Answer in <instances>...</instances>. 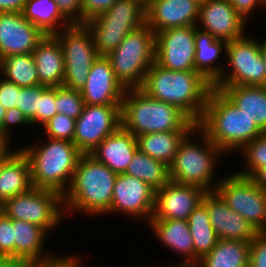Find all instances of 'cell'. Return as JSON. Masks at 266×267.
<instances>
[{"label":"cell","mask_w":266,"mask_h":267,"mask_svg":"<svg viewBox=\"0 0 266 267\" xmlns=\"http://www.w3.org/2000/svg\"><path fill=\"white\" fill-rule=\"evenodd\" d=\"M212 88V83L198 71H171L154 62L139 89L151 98L176 106L197 124Z\"/></svg>","instance_id":"1"},{"label":"cell","mask_w":266,"mask_h":267,"mask_svg":"<svg viewBox=\"0 0 266 267\" xmlns=\"http://www.w3.org/2000/svg\"><path fill=\"white\" fill-rule=\"evenodd\" d=\"M117 175L91 154H82L63 195L65 216L82 213L96 219L104 217L111 207Z\"/></svg>","instance_id":"2"},{"label":"cell","mask_w":266,"mask_h":267,"mask_svg":"<svg viewBox=\"0 0 266 267\" xmlns=\"http://www.w3.org/2000/svg\"><path fill=\"white\" fill-rule=\"evenodd\" d=\"M196 126L227 156L238 153L263 132L220 90L212 88Z\"/></svg>","instance_id":"3"},{"label":"cell","mask_w":266,"mask_h":267,"mask_svg":"<svg viewBox=\"0 0 266 267\" xmlns=\"http://www.w3.org/2000/svg\"><path fill=\"white\" fill-rule=\"evenodd\" d=\"M42 139L19 145L30 162L32 185L56 191L63 196L71 185L83 153L71 141Z\"/></svg>","instance_id":"4"},{"label":"cell","mask_w":266,"mask_h":267,"mask_svg":"<svg viewBox=\"0 0 266 267\" xmlns=\"http://www.w3.org/2000/svg\"><path fill=\"white\" fill-rule=\"evenodd\" d=\"M224 155L226 156L195 126L180 142L175 159L169 167V178L176 183L194 185L206 192H213L222 178L215 173H218L216 168Z\"/></svg>","instance_id":"5"},{"label":"cell","mask_w":266,"mask_h":267,"mask_svg":"<svg viewBox=\"0 0 266 267\" xmlns=\"http://www.w3.org/2000/svg\"><path fill=\"white\" fill-rule=\"evenodd\" d=\"M196 124L179 108L126 89L121 103V127L134 136L167 131H191Z\"/></svg>","instance_id":"6"},{"label":"cell","mask_w":266,"mask_h":267,"mask_svg":"<svg viewBox=\"0 0 266 267\" xmlns=\"http://www.w3.org/2000/svg\"><path fill=\"white\" fill-rule=\"evenodd\" d=\"M155 32L145 23L131 31L106 57L116 79L125 89L140 88L155 62Z\"/></svg>","instance_id":"7"},{"label":"cell","mask_w":266,"mask_h":267,"mask_svg":"<svg viewBox=\"0 0 266 267\" xmlns=\"http://www.w3.org/2000/svg\"><path fill=\"white\" fill-rule=\"evenodd\" d=\"M146 23L145 7L138 0H117L110 9L84 22L96 52L107 56L131 31Z\"/></svg>","instance_id":"8"},{"label":"cell","mask_w":266,"mask_h":267,"mask_svg":"<svg viewBox=\"0 0 266 267\" xmlns=\"http://www.w3.org/2000/svg\"><path fill=\"white\" fill-rule=\"evenodd\" d=\"M247 33L226 44L225 67L215 86H266V67L262 57L261 39Z\"/></svg>","instance_id":"9"},{"label":"cell","mask_w":266,"mask_h":267,"mask_svg":"<svg viewBox=\"0 0 266 267\" xmlns=\"http://www.w3.org/2000/svg\"><path fill=\"white\" fill-rule=\"evenodd\" d=\"M7 217L27 221L44 228L49 235L66 220L63 196L56 191L33 187L6 199L0 205ZM65 219V220H64ZM52 231V232H51Z\"/></svg>","instance_id":"10"},{"label":"cell","mask_w":266,"mask_h":267,"mask_svg":"<svg viewBox=\"0 0 266 267\" xmlns=\"http://www.w3.org/2000/svg\"><path fill=\"white\" fill-rule=\"evenodd\" d=\"M54 36L60 43L65 61L62 86L81 91L87 81L90 68L99 57L93 36L84 24H72L56 32Z\"/></svg>","instance_id":"11"},{"label":"cell","mask_w":266,"mask_h":267,"mask_svg":"<svg viewBox=\"0 0 266 267\" xmlns=\"http://www.w3.org/2000/svg\"><path fill=\"white\" fill-rule=\"evenodd\" d=\"M225 172L216 192L231 210L240 214L259 232H266V192L250 177Z\"/></svg>","instance_id":"12"},{"label":"cell","mask_w":266,"mask_h":267,"mask_svg":"<svg viewBox=\"0 0 266 267\" xmlns=\"http://www.w3.org/2000/svg\"><path fill=\"white\" fill-rule=\"evenodd\" d=\"M121 127V105H85L76 119L73 143L83 154Z\"/></svg>","instance_id":"13"},{"label":"cell","mask_w":266,"mask_h":267,"mask_svg":"<svg viewBox=\"0 0 266 267\" xmlns=\"http://www.w3.org/2000/svg\"><path fill=\"white\" fill-rule=\"evenodd\" d=\"M156 190L142 180L125 173L118 174L108 216L124 215L127 219L148 223L152 217ZM129 217V218H128Z\"/></svg>","instance_id":"14"},{"label":"cell","mask_w":266,"mask_h":267,"mask_svg":"<svg viewBox=\"0 0 266 267\" xmlns=\"http://www.w3.org/2000/svg\"><path fill=\"white\" fill-rule=\"evenodd\" d=\"M155 63L171 71H196L195 26L170 28L156 33Z\"/></svg>","instance_id":"15"},{"label":"cell","mask_w":266,"mask_h":267,"mask_svg":"<svg viewBox=\"0 0 266 267\" xmlns=\"http://www.w3.org/2000/svg\"><path fill=\"white\" fill-rule=\"evenodd\" d=\"M250 24L234 9L229 0L201 1L197 28L226 42L242 38Z\"/></svg>","instance_id":"16"},{"label":"cell","mask_w":266,"mask_h":267,"mask_svg":"<svg viewBox=\"0 0 266 267\" xmlns=\"http://www.w3.org/2000/svg\"><path fill=\"white\" fill-rule=\"evenodd\" d=\"M45 36L22 12L0 13V60L12 55L32 54Z\"/></svg>","instance_id":"17"},{"label":"cell","mask_w":266,"mask_h":267,"mask_svg":"<svg viewBox=\"0 0 266 267\" xmlns=\"http://www.w3.org/2000/svg\"><path fill=\"white\" fill-rule=\"evenodd\" d=\"M206 193L201 187L170 180L155 193L151 219L188 220Z\"/></svg>","instance_id":"18"},{"label":"cell","mask_w":266,"mask_h":267,"mask_svg":"<svg viewBox=\"0 0 266 267\" xmlns=\"http://www.w3.org/2000/svg\"><path fill=\"white\" fill-rule=\"evenodd\" d=\"M126 89L116 79L110 60L99 56L90 68L81 95L85 105H121Z\"/></svg>","instance_id":"19"},{"label":"cell","mask_w":266,"mask_h":267,"mask_svg":"<svg viewBox=\"0 0 266 267\" xmlns=\"http://www.w3.org/2000/svg\"><path fill=\"white\" fill-rule=\"evenodd\" d=\"M202 203L206 206L218 239L251 242L259 234L246 219L231 210L216 191L207 192Z\"/></svg>","instance_id":"20"},{"label":"cell","mask_w":266,"mask_h":267,"mask_svg":"<svg viewBox=\"0 0 266 267\" xmlns=\"http://www.w3.org/2000/svg\"><path fill=\"white\" fill-rule=\"evenodd\" d=\"M200 0H155L145 8L146 24L156 33L170 28L196 26Z\"/></svg>","instance_id":"21"},{"label":"cell","mask_w":266,"mask_h":267,"mask_svg":"<svg viewBox=\"0 0 266 267\" xmlns=\"http://www.w3.org/2000/svg\"><path fill=\"white\" fill-rule=\"evenodd\" d=\"M15 240V264L17 266L30 262L51 259L56 254L50 249L46 251L48 232L27 221L12 219ZM47 238V239H46Z\"/></svg>","instance_id":"22"},{"label":"cell","mask_w":266,"mask_h":267,"mask_svg":"<svg viewBox=\"0 0 266 267\" xmlns=\"http://www.w3.org/2000/svg\"><path fill=\"white\" fill-rule=\"evenodd\" d=\"M147 225L165 250L170 249V252L181 256L177 262H195V247L188 220L150 219Z\"/></svg>","instance_id":"23"},{"label":"cell","mask_w":266,"mask_h":267,"mask_svg":"<svg viewBox=\"0 0 266 267\" xmlns=\"http://www.w3.org/2000/svg\"><path fill=\"white\" fill-rule=\"evenodd\" d=\"M137 150L136 136L120 127L106 137L91 155L113 172L121 174L125 173Z\"/></svg>","instance_id":"24"},{"label":"cell","mask_w":266,"mask_h":267,"mask_svg":"<svg viewBox=\"0 0 266 267\" xmlns=\"http://www.w3.org/2000/svg\"><path fill=\"white\" fill-rule=\"evenodd\" d=\"M0 162V205L33 188L28 157L19 146Z\"/></svg>","instance_id":"25"},{"label":"cell","mask_w":266,"mask_h":267,"mask_svg":"<svg viewBox=\"0 0 266 267\" xmlns=\"http://www.w3.org/2000/svg\"><path fill=\"white\" fill-rule=\"evenodd\" d=\"M39 84L47 87L63 85L65 61L59 41L54 35H46L33 50Z\"/></svg>","instance_id":"26"},{"label":"cell","mask_w":266,"mask_h":267,"mask_svg":"<svg viewBox=\"0 0 266 267\" xmlns=\"http://www.w3.org/2000/svg\"><path fill=\"white\" fill-rule=\"evenodd\" d=\"M226 44V41L215 39L195 26V68L212 84L224 70L225 59L223 62L220 59L222 54L225 58Z\"/></svg>","instance_id":"27"},{"label":"cell","mask_w":266,"mask_h":267,"mask_svg":"<svg viewBox=\"0 0 266 267\" xmlns=\"http://www.w3.org/2000/svg\"><path fill=\"white\" fill-rule=\"evenodd\" d=\"M254 124L266 132V86H215Z\"/></svg>","instance_id":"28"},{"label":"cell","mask_w":266,"mask_h":267,"mask_svg":"<svg viewBox=\"0 0 266 267\" xmlns=\"http://www.w3.org/2000/svg\"><path fill=\"white\" fill-rule=\"evenodd\" d=\"M250 242L219 239L198 263L201 267H249Z\"/></svg>","instance_id":"29"},{"label":"cell","mask_w":266,"mask_h":267,"mask_svg":"<svg viewBox=\"0 0 266 267\" xmlns=\"http://www.w3.org/2000/svg\"><path fill=\"white\" fill-rule=\"evenodd\" d=\"M190 131H167L143 134L136 137L138 149L170 167L178 146Z\"/></svg>","instance_id":"30"},{"label":"cell","mask_w":266,"mask_h":267,"mask_svg":"<svg viewBox=\"0 0 266 267\" xmlns=\"http://www.w3.org/2000/svg\"><path fill=\"white\" fill-rule=\"evenodd\" d=\"M22 14L46 35H54L72 25L54 0H26Z\"/></svg>","instance_id":"31"},{"label":"cell","mask_w":266,"mask_h":267,"mask_svg":"<svg viewBox=\"0 0 266 267\" xmlns=\"http://www.w3.org/2000/svg\"><path fill=\"white\" fill-rule=\"evenodd\" d=\"M188 226L195 247V262H198L215 247L219 240L203 203H200L189 215Z\"/></svg>","instance_id":"32"},{"label":"cell","mask_w":266,"mask_h":267,"mask_svg":"<svg viewBox=\"0 0 266 267\" xmlns=\"http://www.w3.org/2000/svg\"><path fill=\"white\" fill-rule=\"evenodd\" d=\"M125 174L142 180L156 191L170 181L169 167L139 149L135 152Z\"/></svg>","instance_id":"33"},{"label":"cell","mask_w":266,"mask_h":267,"mask_svg":"<svg viewBox=\"0 0 266 267\" xmlns=\"http://www.w3.org/2000/svg\"><path fill=\"white\" fill-rule=\"evenodd\" d=\"M0 75L21 88L39 84L38 71L32 54L2 58Z\"/></svg>","instance_id":"34"},{"label":"cell","mask_w":266,"mask_h":267,"mask_svg":"<svg viewBox=\"0 0 266 267\" xmlns=\"http://www.w3.org/2000/svg\"><path fill=\"white\" fill-rule=\"evenodd\" d=\"M243 165L235 170L239 175L251 177L259 168L266 166V132L246 144L239 152Z\"/></svg>","instance_id":"35"},{"label":"cell","mask_w":266,"mask_h":267,"mask_svg":"<svg viewBox=\"0 0 266 267\" xmlns=\"http://www.w3.org/2000/svg\"><path fill=\"white\" fill-rule=\"evenodd\" d=\"M55 105L57 113L76 120L83 112L85 103L80 91L59 86L55 87Z\"/></svg>","instance_id":"36"},{"label":"cell","mask_w":266,"mask_h":267,"mask_svg":"<svg viewBox=\"0 0 266 267\" xmlns=\"http://www.w3.org/2000/svg\"><path fill=\"white\" fill-rule=\"evenodd\" d=\"M75 124V119L67 117L64 114L57 113L40 128V130L43 129L44 132L41 130L39 133H43V136L40 134L43 138H52L73 142Z\"/></svg>","instance_id":"37"},{"label":"cell","mask_w":266,"mask_h":267,"mask_svg":"<svg viewBox=\"0 0 266 267\" xmlns=\"http://www.w3.org/2000/svg\"><path fill=\"white\" fill-rule=\"evenodd\" d=\"M41 85L21 88L18 95V109L24 114L31 126L35 127V114L39 111Z\"/></svg>","instance_id":"38"},{"label":"cell","mask_w":266,"mask_h":267,"mask_svg":"<svg viewBox=\"0 0 266 267\" xmlns=\"http://www.w3.org/2000/svg\"><path fill=\"white\" fill-rule=\"evenodd\" d=\"M57 114L55 105V87H47L41 85V99L39 104V111L35 114V126L37 129L45 125L52 117Z\"/></svg>","instance_id":"39"},{"label":"cell","mask_w":266,"mask_h":267,"mask_svg":"<svg viewBox=\"0 0 266 267\" xmlns=\"http://www.w3.org/2000/svg\"><path fill=\"white\" fill-rule=\"evenodd\" d=\"M0 253L15 263V240L12 219L0 211Z\"/></svg>","instance_id":"40"},{"label":"cell","mask_w":266,"mask_h":267,"mask_svg":"<svg viewBox=\"0 0 266 267\" xmlns=\"http://www.w3.org/2000/svg\"><path fill=\"white\" fill-rule=\"evenodd\" d=\"M15 127L17 129L20 128V130H22L25 127L27 131L30 128L32 129L31 123L27 120L24 114L16 107L6 110V114H5V117L2 123V128H1V133L12 143L14 141L11 139L15 137V136H12V133L17 132L16 131L17 129Z\"/></svg>","instance_id":"41"},{"label":"cell","mask_w":266,"mask_h":267,"mask_svg":"<svg viewBox=\"0 0 266 267\" xmlns=\"http://www.w3.org/2000/svg\"><path fill=\"white\" fill-rule=\"evenodd\" d=\"M51 259L45 260V261H39V262H30L21 264L17 267H81L83 263H85L83 260V256L81 254H57ZM82 256V257H81Z\"/></svg>","instance_id":"42"},{"label":"cell","mask_w":266,"mask_h":267,"mask_svg":"<svg viewBox=\"0 0 266 267\" xmlns=\"http://www.w3.org/2000/svg\"><path fill=\"white\" fill-rule=\"evenodd\" d=\"M249 267H266V232L259 233L250 242Z\"/></svg>","instance_id":"43"},{"label":"cell","mask_w":266,"mask_h":267,"mask_svg":"<svg viewBox=\"0 0 266 267\" xmlns=\"http://www.w3.org/2000/svg\"><path fill=\"white\" fill-rule=\"evenodd\" d=\"M21 87L0 75V104L7 109L18 108V95Z\"/></svg>","instance_id":"44"},{"label":"cell","mask_w":266,"mask_h":267,"mask_svg":"<svg viewBox=\"0 0 266 267\" xmlns=\"http://www.w3.org/2000/svg\"><path fill=\"white\" fill-rule=\"evenodd\" d=\"M62 15L71 24H83L81 0H54Z\"/></svg>","instance_id":"45"},{"label":"cell","mask_w":266,"mask_h":267,"mask_svg":"<svg viewBox=\"0 0 266 267\" xmlns=\"http://www.w3.org/2000/svg\"><path fill=\"white\" fill-rule=\"evenodd\" d=\"M117 0H81L83 24L87 20L107 11Z\"/></svg>","instance_id":"46"},{"label":"cell","mask_w":266,"mask_h":267,"mask_svg":"<svg viewBox=\"0 0 266 267\" xmlns=\"http://www.w3.org/2000/svg\"><path fill=\"white\" fill-rule=\"evenodd\" d=\"M235 11L246 21L251 22L255 13V10H266V7L260 2V0H229ZM251 18V19H250ZM250 19V20H249Z\"/></svg>","instance_id":"47"},{"label":"cell","mask_w":266,"mask_h":267,"mask_svg":"<svg viewBox=\"0 0 266 267\" xmlns=\"http://www.w3.org/2000/svg\"><path fill=\"white\" fill-rule=\"evenodd\" d=\"M26 0H0V13L22 12Z\"/></svg>","instance_id":"48"},{"label":"cell","mask_w":266,"mask_h":267,"mask_svg":"<svg viewBox=\"0 0 266 267\" xmlns=\"http://www.w3.org/2000/svg\"><path fill=\"white\" fill-rule=\"evenodd\" d=\"M13 150H15L14 144L0 133V162L4 160Z\"/></svg>","instance_id":"49"},{"label":"cell","mask_w":266,"mask_h":267,"mask_svg":"<svg viewBox=\"0 0 266 267\" xmlns=\"http://www.w3.org/2000/svg\"><path fill=\"white\" fill-rule=\"evenodd\" d=\"M250 178L266 192V166L259 168Z\"/></svg>","instance_id":"50"},{"label":"cell","mask_w":266,"mask_h":267,"mask_svg":"<svg viewBox=\"0 0 266 267\" xmlns=\"http://www.w3.org/2000/svg\"><path fill=\"white\" fill-rule=\"evenodd\" d=\"M0 267H17V265L7 255L0 253Z\"/></svg>","instance_id":"51"},{"label":"cell","mask_w":266,"mask_h":267,"mask_svg":"<svg viewBox=\"0 0 266 267\" xmlns=\"http://www.w3.org/2000/svg\"><path fill=\"white\" fill-rule=\"evenodd\" d=\"M168 267H201V265L198 262H187V263H182V262H176L174 264L167 265ZM163 266V267H167Z\"/></svg>","instance_id":"52"},{"label":"cell","mask_w":266,"mask_h":267,"mask_svg":"<svg viewBox=\"0 0 266 267\" xmlns=\"http://www.w3.org/2000/svg\"><path fill=\"white\" fill-rule=\"evenodd\" d=\"M261 50H262V57L266 67V37L261 39Z\"/></svg>","instance_id":"53"},{"label":"cell","mask_w":266,"mask_h":267,"mask_svg":"<svg viewBox=\"0 0 266 267\" xmlns=\"http://www.w3.org/2000/svg\"><path fill=\"white\" fill-rule=\"evenodd\" d=\"M5 114H6V110H5V108L0 104V133H1L2 123H3V120H4Z\"/></svg>","instance_id":"54"},{"label":"cell","mask_w":266,"mask_h":267,"mask_svg":"<svg viewBox=\"0 0 266 267\" xmlns=\"http://www.w3.org/2000/svg\"><path fill=\"white\" fill-rule=\"evenodd\" d=\"M145 8H147L155 0H138Z\"/></svg>","instance_id":"55"},{"label":"cell","mask_w":266,"mask_h":267,"mask_svg":"<svg viewBox=\"0 0 266 267\" xmlns=\"http://www.w3.org/2000/svg\"><path fill=\"white\" fill-rule=\"evenodd\" d=\"M260 2L266 7V0H260Z\"/></svg>","instance_id":"56"},{"label":"cell","mask_w":266,"mask_h":267,"mask_svg":"<svg viewBox=\"0 0 266 267\" xmlns=\"http://www.w3.org/2000/svg\"><path fill=\"white\" fill-rule=\"evenodd\" d=\"M136 267V266H135ZM138 267V266H137ZM141 267H142V265H141ZM146 267V266H145ZM148 267H150V266H148ZM151 267H159V265L158 266H154V264L151 266ZM160 267H162V266H160Z\"/></svg>","instance_id":"57"}]
</instances>
